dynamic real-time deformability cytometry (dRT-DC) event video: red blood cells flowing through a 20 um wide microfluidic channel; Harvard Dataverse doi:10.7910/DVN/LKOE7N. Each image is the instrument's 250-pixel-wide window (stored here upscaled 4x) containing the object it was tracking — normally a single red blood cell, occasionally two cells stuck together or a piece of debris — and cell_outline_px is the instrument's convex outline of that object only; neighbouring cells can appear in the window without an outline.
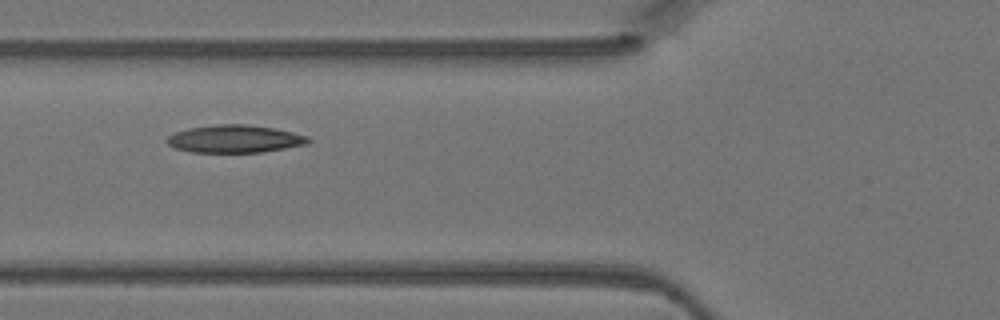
{"species": "Egyptian fruit bat (a non-hibernating species)", "species_latin": "Rousettus aegyptiacus", "temperature_condition": "warm", "stored_images_in_passage": 4, "camera_frame_rate_fps": 3000, "um_per_image_px": 0.085, "animal": {"sex": "female"}, "frame": {"image": 1, "passage_image": 4, "time_ms": 1.0, "image_size_px": [1000, 320], "cell_outline_px": [[312, 140], [308, 144], [264, 152], [192, 152], [176, 148], [168, 144], [164, 140], [168, 136], [176, 132], [188, 128], [216, 124], [244, 124], [272, 128], [292, 132], [308, 136]], "centroid_in_image_um": [19.96, 11.81], "position_along_channel_um": 105.8, "area_um2": 22.77}}